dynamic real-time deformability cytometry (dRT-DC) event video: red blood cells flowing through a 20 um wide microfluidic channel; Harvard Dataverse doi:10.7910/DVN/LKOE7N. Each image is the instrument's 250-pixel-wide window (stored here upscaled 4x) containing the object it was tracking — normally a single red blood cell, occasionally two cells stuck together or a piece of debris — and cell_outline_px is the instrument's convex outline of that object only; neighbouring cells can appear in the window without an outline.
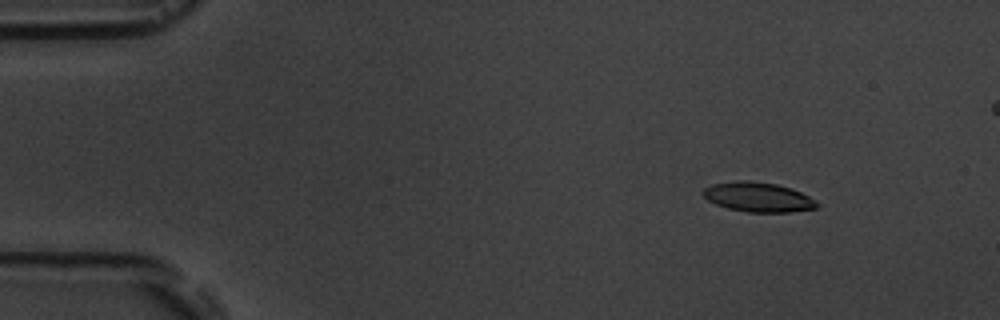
{"species": "common noctule bat (a hibernating species)", "species_latin": "Nyctalus noctula", "temperature_condition": "room temperature", "stored_images_in_passage": 6, "camera_frame_rate_fps": 3000, "um_per_image_px": 0.085, "animal": {"sex": "male", "body_mass_g": 19.5, "forearm_length_mm": 54.6}, "frame": {"image": 1, "passage_image": 3, "time_ms": 2.0, "image_size_px": [1000, 320], "cell_outline_px": [[820, 204], [816, 208], [792, 212], [748, 212], [728, 208], [716, 204], [708, 200], [700, 192], [704, 188], [712, 184], [736, 180], [748, 180], [776, 184], [792, 188], [816, 200]], "centroid_in_image_um": [64.44, 16.74], "position_along_channel_um": 20.6, "area_um2": 19.77}}